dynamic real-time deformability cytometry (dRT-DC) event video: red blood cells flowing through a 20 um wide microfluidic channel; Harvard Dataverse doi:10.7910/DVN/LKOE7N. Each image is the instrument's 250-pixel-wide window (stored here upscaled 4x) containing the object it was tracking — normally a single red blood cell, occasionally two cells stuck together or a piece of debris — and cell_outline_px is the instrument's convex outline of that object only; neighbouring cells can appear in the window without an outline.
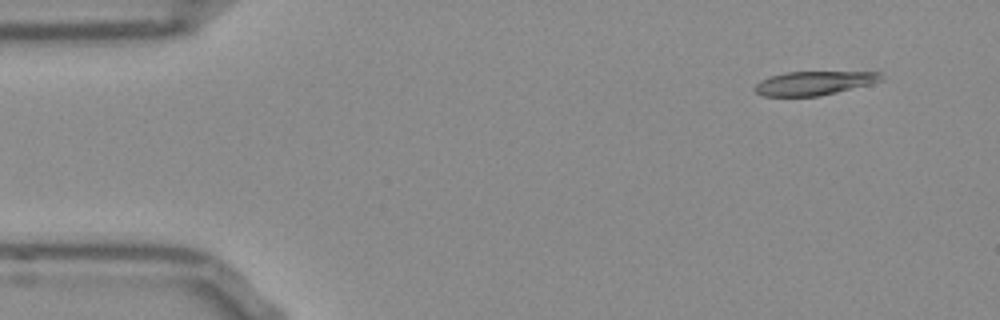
{"species": "Egyptian fruit bat (a non-hibernating species)", "species_latin": "Rousettus aegyptiacus", "temperature_condition": "room temperature", "stored_images_in_passage": 7, "camera_frame_rate_fps": 3000, "um_per_image_px": 0.085, "frame": {"image": 1, "passage_image": 1, "time_ms": 0.0, "image_size_px": [1000, 320], "cell_outline_px": [[884, 80], [820, 96], [764, 96], [756, 92], [752, 88], [760, 80], [768, 76], [788, 72], [880, 72]], "centroid_in_image_um": [69.14, 7.06], "position_along_channel_um": 15.9, "area_um2": 17.46}}